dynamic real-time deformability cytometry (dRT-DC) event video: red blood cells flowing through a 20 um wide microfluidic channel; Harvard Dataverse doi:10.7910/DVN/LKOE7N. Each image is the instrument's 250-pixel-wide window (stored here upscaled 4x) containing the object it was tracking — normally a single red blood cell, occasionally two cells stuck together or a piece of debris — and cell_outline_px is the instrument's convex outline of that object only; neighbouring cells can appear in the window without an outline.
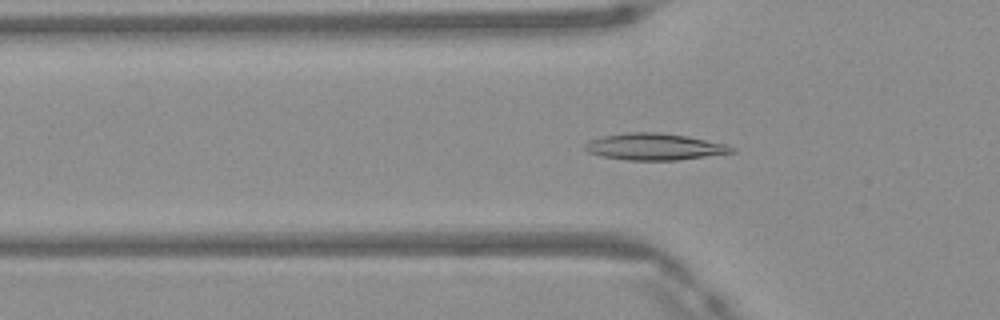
{"species": "Egyptian fruit bat (a non-hibernating species)", "species_latin": "Rousettus aegyptiacus", "temperature_condition": "warm", "stored_images_in_passage": 46, "camera_frame_rate_fps": 3000, "um_per_image_px": 0.085, "frame": {"image": 1, "passage_image": 13, "time_ms": 4.0, "image_size_px": [1000, 320], "cell_outline_px": [[736, 152], [676, 160], [624, 160], [600, 156], [588, 152], [584, 148], [584, 144], [588, 140], [600, 136], [628, 132], [660, 132], [688, 136], [728, 144], [736, 148]], "centroid_in_image_um": [55.62, 12.46], "position_along_channel_um": 70.2, "area_um2": 23.12}}
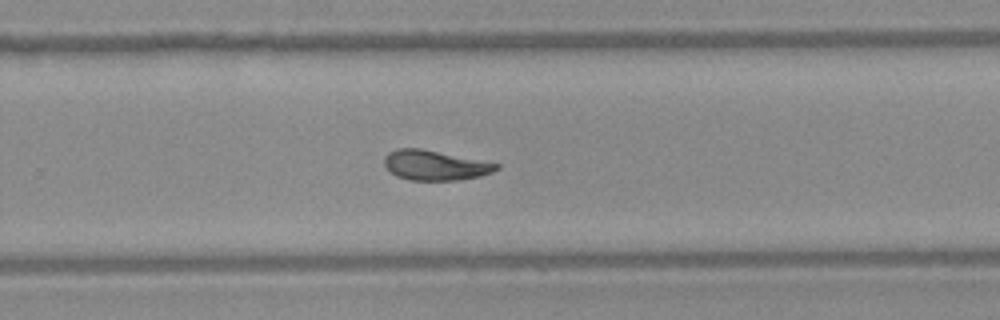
{"frame": {"image": 2, "passage_image": 29, "time_ms": 9.333, "image_size_px": [1000, 320], "cell_outline_px": [[500, 168], [492, 172], [480, 176], [456, 180], [408, 180], [396, 176], [384, 164], [384, 156], [388, 152], [396, 148], [420, 148], [500, 164]], "centroid_in_image_um": [36.95, 14.04], "position_along_channel_um": 292.8, "area_um2": 19.42}}
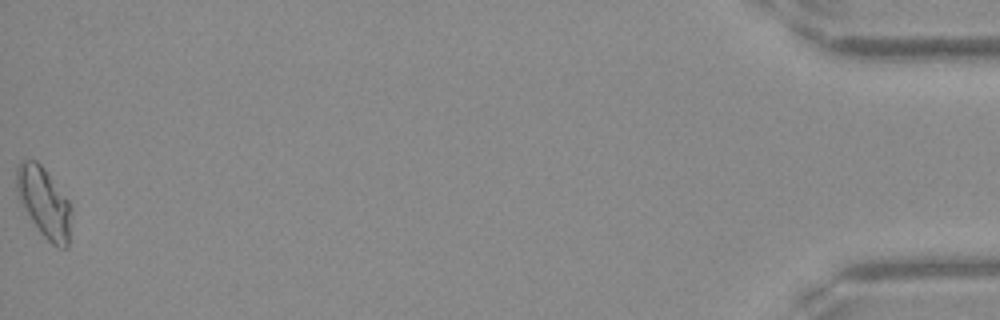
{"frame": {"image": 3, "passage_image": 46, "time_ms": 15.0, "image_size_px": [1000, 320], "cell_outline_px": [[72, 216], [68, 248], [56, 248], [40, 232], [32, 220], [20, 200], [16, 188], [16, 168], [24, 160], [36, 160], [44, 168], [68, 200], [72, 208]], "centroid_in_image_um": [3.78, 17.24], "position_along_channel_um": 431.4, "area_um2": 22.2}, "authors_computed_cell_mechanics": {"area_um2": 20.5479, "velocity_mm_per_s": 4.1681, "shape_relaxation_time_tau1_ms": 9.1335, "shape_relaxation_time_tau2_ms": 2.5173, "deformation_change_tau1": 0.258, "deformation_change_tau2": 0.0867}}